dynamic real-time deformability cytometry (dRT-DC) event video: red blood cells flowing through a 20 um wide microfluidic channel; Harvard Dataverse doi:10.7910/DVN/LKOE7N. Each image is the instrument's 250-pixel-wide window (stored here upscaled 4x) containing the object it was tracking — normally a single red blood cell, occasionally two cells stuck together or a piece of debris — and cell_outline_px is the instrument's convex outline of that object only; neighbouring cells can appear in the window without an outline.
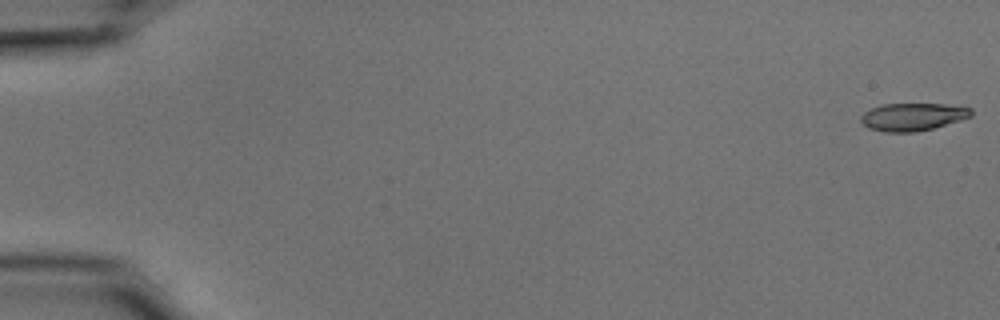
{"species": "common noctule bat (a hibernating species)", "species_latin": "Nyctalus noctula", "temperature_condition": "cold", "stored_images_in_passage": 55, "camera_frame_rate_fps": 3000, "um_per_image_px": 0.085, "animal": {"sex": "male", "body_mass_g": 15.6}, "frame": {"image": 1, "passage_image": 1, "time_ms": 0.0, "image_size_px": [1000, 320], "cell_outline_px": [[972, 116], [960, 120], [932, 128], [916, 132], [884, 132], [868, 128], [860, 120], [860, 116], [864, 112], [872, 108], [884, 104], [944, 104], [972, 108]], "centroid_in_image_um": [77.57, 9.93], "position_along_channel_um": 7.4, "area_um2": 17.69}}
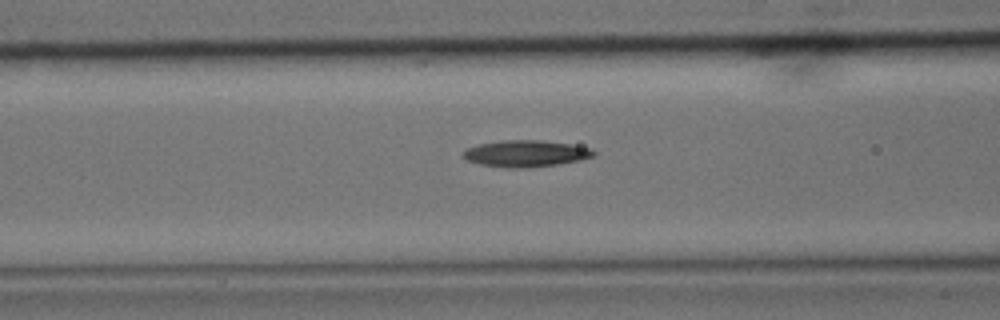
{"frame": {"image": 2, "passage_image": 23, "time_ms": 7.333, "image_size_px": [1000, 320], "cell_outline_px": [[596, 152], [592, 156], [580, 160], [556, 164], [524, 168], [508, 168], [480, 164], [468, 160], [460, 156], [468, 148], [480, 144], [500, 140], [540, 140], [568, 144], [592, 148]], "centroid_in_image_um": [44.67, 13.05], "position_along_channel_um": 121.9, "area_um2": 20.0}}
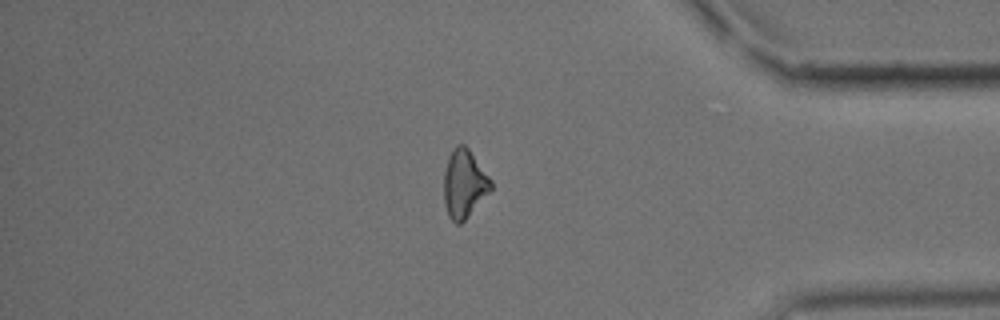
{"frame": {"image": 3, "passage_image": 47, "time_ms": 15.333, "image_size_px": [1000, 320], "cell_outline_px": [[492, 188], [468, 216], [460, 224], [456, 224], [448, 216], [444, 204], [444, 172], [448, 156], [456, 144], [464, 144], [468, 148], [492, 180]], "centroid_in_image_um": [39.43, 15.61], "position_along_channel_um": 395.8, "area_um2": 18.61}, "authors_computed_cell_mechanics": {"area_um2": 18.785, "velocity_mm_per_s": 3.7048, "shape_relaxation_time_tau1_ms": 6.4172, "shape_relaxation_time_tau2_ms": null, "deformation_change_tau1": 0.1557, "deformation_change_tau2": null}}